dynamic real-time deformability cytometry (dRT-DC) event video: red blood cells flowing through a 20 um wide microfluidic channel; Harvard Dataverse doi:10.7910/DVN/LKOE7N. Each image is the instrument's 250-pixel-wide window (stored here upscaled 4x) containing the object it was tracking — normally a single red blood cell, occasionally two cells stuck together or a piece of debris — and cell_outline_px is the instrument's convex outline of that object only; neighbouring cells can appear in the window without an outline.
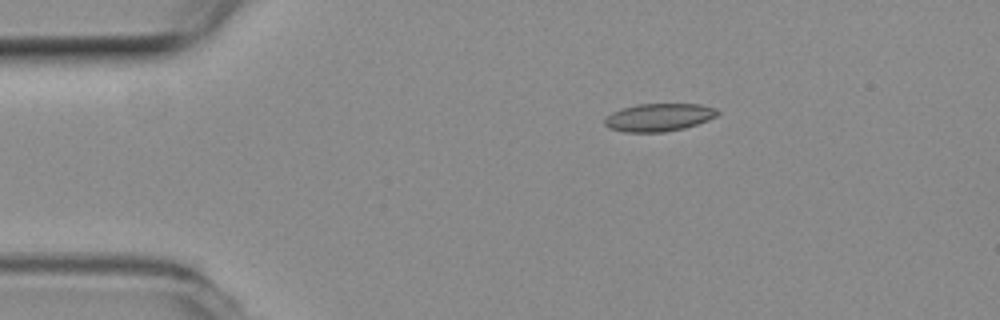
{"species": "common noctule bat (a hibernating species)", "species_latin": "Nyctalus noctula", "temperature_condition": "room temperature", "stored_images_in_passage": 45, "camera_frame_rate_fps": 3000, "um_per_image_px": 0.085, "animal": {"sex": "female", "body_mass_g": 19.3, "forearm_length_mm": 54.1}, "frame": {"image": 1, "passage_image": 1, "time_ms": 0.0, "image_size_px": [1000, 320], "cell_outline_px": [[720, 112], [716, 116], [708, 120], [684, 128], [664, 132], [624, 132], [608, 128], [604, 124], [604, 116], [612, 112], [624, 108], [640, 104], [700, 104], [716, 108]], "centroid_in_image_um": [55.98, 9.98], "position_along_channel_um": 29.0, "area_um2": 18.32}}
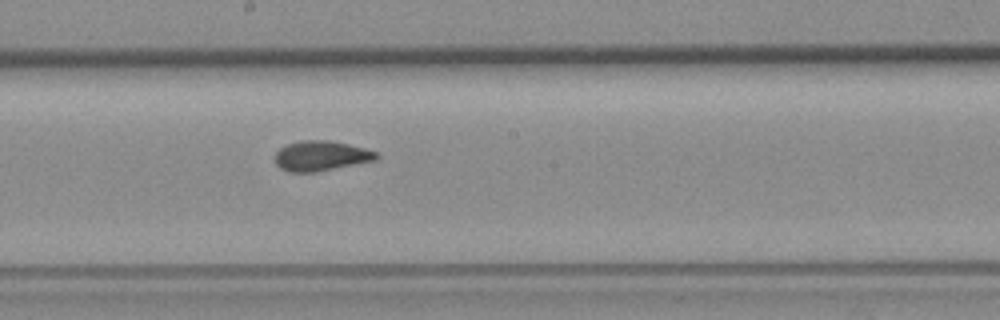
{"frame": {"image": 2, "passage_image": 20, "time_ms": 6.333, "image_size_px": [1000, 320], "cell_outline_px": [[380, 156], [376, 160], [316, 172], [288, 172], [280, 168], [276, 164], [276, 152], [280, 148], [288, 144], [300, 140], [328, 140], [348, 144], [380, 152]], "centroid_in_image_um": [27.31, 13.25], "position_along_channel_um": 220.9, "area_um2": 17.8}}
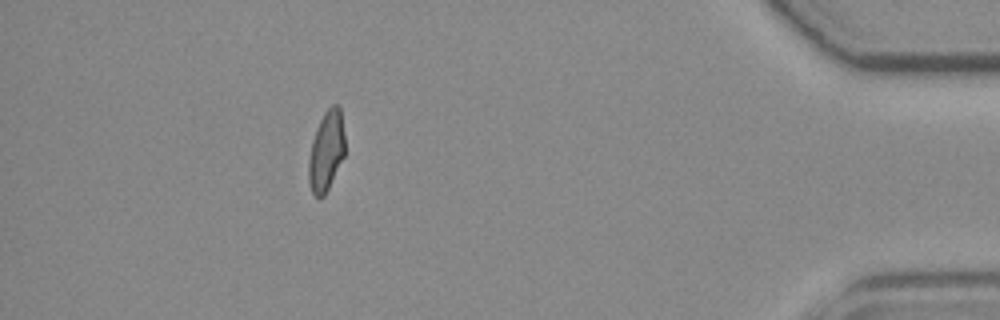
{"frame": {"image": 3, "passage_image": 39, "time_ms": 12.667, "image_size_px": [1000, 320], "cell_outline_px": [[344, 156], [324, 196], [320, 200], [312, 192], [308, 180], [308, 160], [312, 140], [316, 128], [324, 112], [332, 104], [336, 104], [340, 108], [344, 132]], "centroid_in_image_um": [27.72, 12.84], "position_along_channel_um": 407.5, "area_um2": 16.94}, "authors_computed_cell_mechanics": {"area_um2": 17.5712, "velocity_mm_per_s": 3.8554, "shape_relaxation_time_tau1_ms": 9.6117, "shape_relaxation_time_tau2_ms": 1.0291, "deformation_change_tau1": 0.2292, "deformation_change_tau2": 0.0721}}